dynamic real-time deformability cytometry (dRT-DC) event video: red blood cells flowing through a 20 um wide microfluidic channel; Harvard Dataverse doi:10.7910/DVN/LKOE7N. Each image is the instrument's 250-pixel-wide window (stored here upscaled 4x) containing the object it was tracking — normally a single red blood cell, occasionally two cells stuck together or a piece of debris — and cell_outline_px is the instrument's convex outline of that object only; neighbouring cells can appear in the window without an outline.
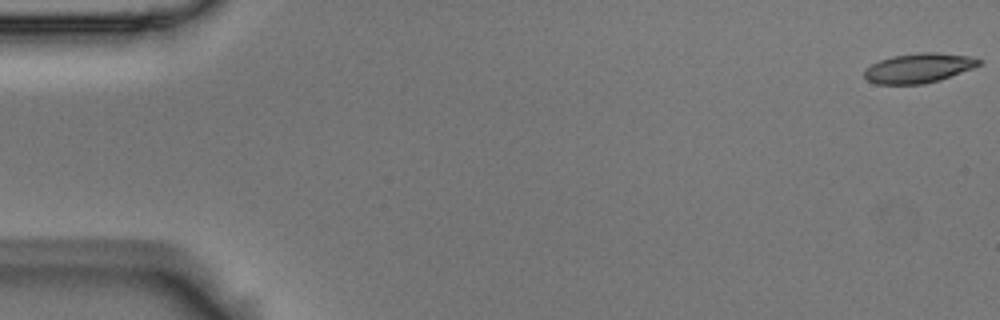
{"species": "Egyptian fruit bat (a non-hibernating species)", "species_latin": "Rousettus aegyptiacus", "temperature_condition": "room temperature", "stored_images_in_passage": 55, "camera_frame_rate_fps": 3000, "um_per_image_px": 0.085, "animal": {"sex": "male"}, "frame": {"image": 1, "passage_image": 1, "time_ms": 0.0, "image_size_px": [1000, 320], "cell_outline_px": [[984, 60], [980, 64], [972, 68], [940, 80], [924, 84], [876, 84], [868, 80], [864, 76], [864, 72], [872, 64], [880, 60], [892, 56], [920, 52], [936, 52], [972, 56]], "centroid_in_image_um": [78.12, 5.77], "position_along_channel_um": 6.9, "area_um2": 19.77}}
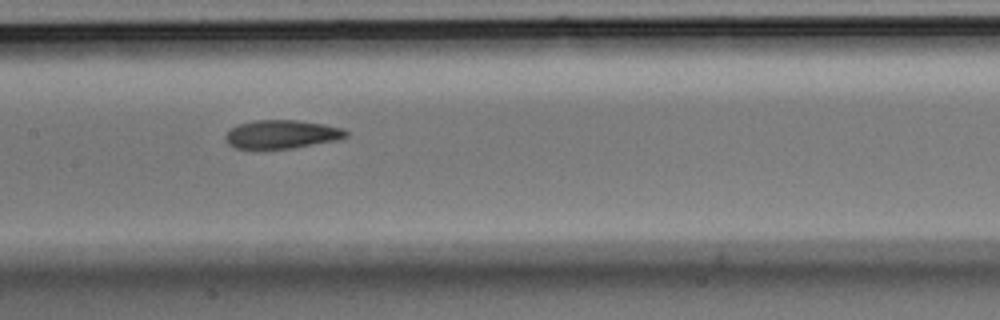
{"frame": {"image": 2, "passage_image": 27, "time_ms": 8.667, "image_size_px": [1000, 320], "cell_outline_px": [[348, 136], [336, 140], [292, 148], [236, 148], [228, 144], [224, 136], [228, 128], [236, 124], [256, 120], [296, 120], [324, 124], [344, 128], [348, 132]], "centroid_in_image_um": [23.92, 11.4], "position_along_channel_um": 183.5, "area_um2": 20.06}}
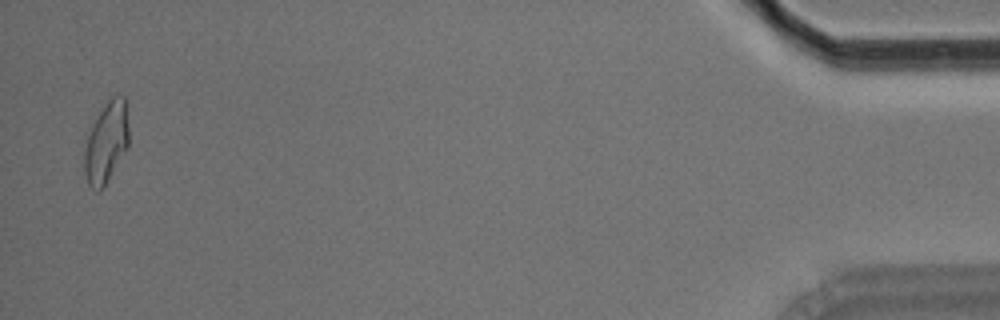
{"frame": {"image": 3, "passage_image": 54, "time_ms": 17.667, "image_size_px": [1000, 320], "cell_outline_px": [[128, 148], [100, 192], [96, 192], [88, 184], [84, 172], [84, 132], [108, 100], [112, 96], [124, 96], [128, 128]], "centroid_in_image_um": [8.98, 12.12], "position_along_channel_um": 426.2, "area_um2": 21.44}, "authors_computed_cell_mechanics": {"area_um2": 20.2878, "velocity_mm_per_s": 3.6712, "shape_relaxation_time_tau1_ms": 7.7361, "shape_relaxation_time_tau2_ms": 2.9849, "deformation_change_tau1": 0.2194, "deformation_change_tau2": 0.109}}